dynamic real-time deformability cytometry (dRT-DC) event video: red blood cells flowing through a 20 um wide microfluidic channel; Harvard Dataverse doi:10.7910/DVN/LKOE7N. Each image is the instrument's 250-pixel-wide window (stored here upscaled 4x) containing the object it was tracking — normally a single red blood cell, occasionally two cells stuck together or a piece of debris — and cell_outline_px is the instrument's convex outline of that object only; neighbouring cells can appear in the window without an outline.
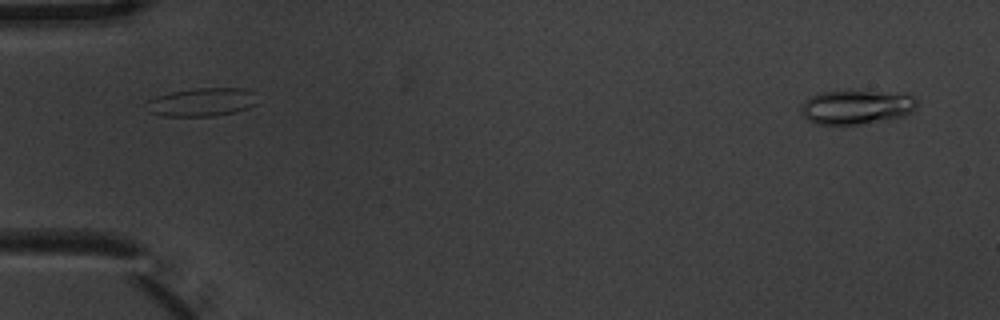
{"species": "common noctule bat (a hibernating species)", "species_latin": "Nyctalus noctula", "temperature_condition": "warm", "stored_images_in_passage": 3, "segment_of_instrument_passage": [2, 2], "camera_frame_rate_fps": 3000, "um_per_image_px": 0.085, "animal": {"sex": "male", "body_mass_g": 20.1, "forearm_length_mm": 53.5}, "frame": {"image": 1, "passage_image": 3, "time_ms": 0.667, "image_size_px": [1000, 320], "cell_outline_px": [[916, 108], [912, 112], [904, 116], [888, 120], [860, 124], [816, 124], [808, 120], [804, 116], [800, 108], [804, 100], [820, 92], [904, 92], [916, 96]], "centroid_in_image_um": [72.85, 9.11], "position_along_channel_um": 12.1, "area_um2": 23.12}}